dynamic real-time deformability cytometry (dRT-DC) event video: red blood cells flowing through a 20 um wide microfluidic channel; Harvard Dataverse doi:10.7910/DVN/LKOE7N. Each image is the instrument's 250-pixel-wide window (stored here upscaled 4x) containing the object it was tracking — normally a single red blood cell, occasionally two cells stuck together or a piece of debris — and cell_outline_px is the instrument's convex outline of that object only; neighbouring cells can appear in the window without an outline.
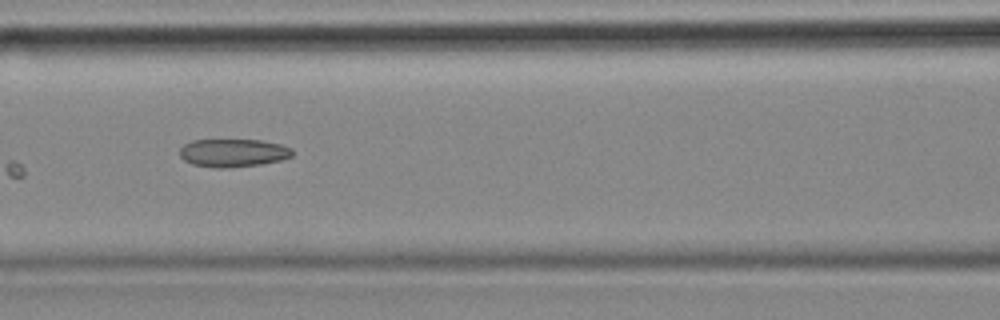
{"species": "common noctule bat (a hibernating species)", "species_latin": "Nyctalus noctula", "temperature_condition": "cold", "stored_images_in_passage": 12, "camera_frame_rate_fps": 3000, "um_per_image_px": 0.085, "animal": {"sex": "female", "body_mass_g": 18.4}, "frame": {"image": 1, "passage_image": 7, "time_ms": 2.0, "image_size_px": [1000, 320], "cell_outline_px": [[292, 156], [280, 160], [260, 164], [224, 168], [216, 168], [192, 164], [184, 160], [180, 156], [180, 148], [184, 144], [192, 140], [260, 140], [280, 144], [292, 148]], "centroid_in_image_um": [19.79, 12.99], "position_along_channel_um": 146.8, "area_um2": 18.32}}